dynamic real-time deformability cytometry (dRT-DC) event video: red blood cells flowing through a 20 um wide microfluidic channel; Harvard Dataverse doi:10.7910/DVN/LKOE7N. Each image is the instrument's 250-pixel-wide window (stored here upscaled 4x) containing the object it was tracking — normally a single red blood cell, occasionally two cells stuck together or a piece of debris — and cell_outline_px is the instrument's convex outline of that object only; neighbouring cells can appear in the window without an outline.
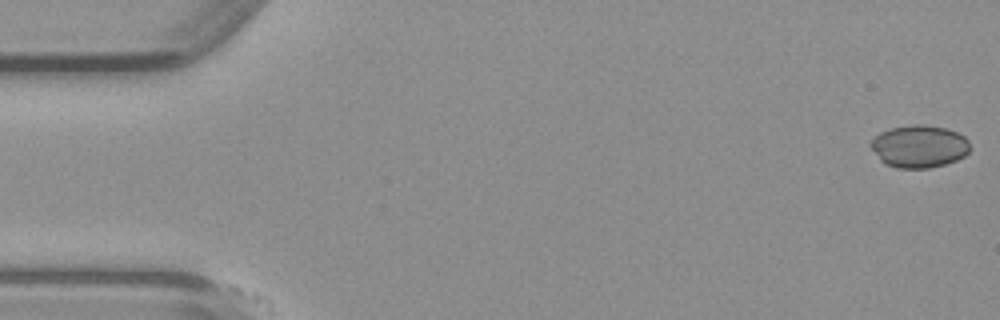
{"species": "common noctule bat (a hibernating species)", "species_latin": "Nyctalus noctula", "temperature_condition": "warm", "stored_images_in_passage": 2, "camera_frame_rate_fps": 3000, "um_per_image_px": 0.085, "animal": {"sex": "male", "body_mass_g": 23.1, "forearm_length_mm": 52.7}, "frame": {"image": 1, "passage_image": 1, "time_ms": 0.0, "image_size_px": [1000, 320], "cell_outline_px": [[972, 148], [964, 156], [956, 160], [944, 164], [928, 168], [896, 168], [884, 164], [880, 160], [868, 144], [880, 132], [888, 128], [912, 124], [924, 124], [944, 128], [956, 132], [964, 136], [968, 140]], "centroid_in_image_um": [78.11, 12.44], "position_along_channel_um": 6.9, "area_um2": 24.8}}